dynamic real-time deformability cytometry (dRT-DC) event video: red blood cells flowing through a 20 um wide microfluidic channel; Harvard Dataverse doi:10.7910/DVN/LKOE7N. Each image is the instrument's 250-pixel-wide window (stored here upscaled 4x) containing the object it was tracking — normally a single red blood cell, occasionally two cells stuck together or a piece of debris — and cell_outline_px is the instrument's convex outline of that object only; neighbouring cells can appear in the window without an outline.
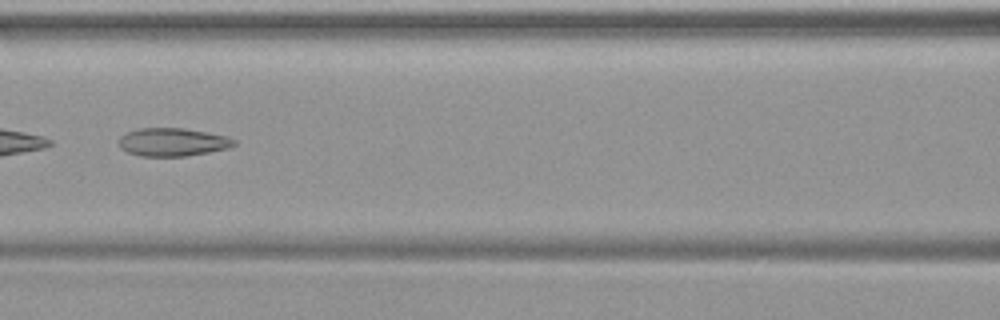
{"species": "common noctule bat (a hibernating species)", "species_latin": "Nyctalus noctula", "temperature_condition": "warm", "stored_images_in_passage": 48, "camera_frame_rate_fps": 3000, "um_per_image_px": 0.085, "animal": {"sex": "female", "body_mass_g": 19.9}, "frame": {"image": 1, "passage_image": 22, "time_ms": 7.0, "image_size_px": [1000, 320], "cell_outline_px": [[236, 144], [228, 148], [188, 156], [140, 156], [128, 152], [120, 148], [120, 136], [128, 132], [140, 128], [184, 128], [228, 136], [236, 140]], "centroid_in_image_um": [14.7, 12.08], "position_along_channel_um": 151.9, "area_um2": 18.84}}
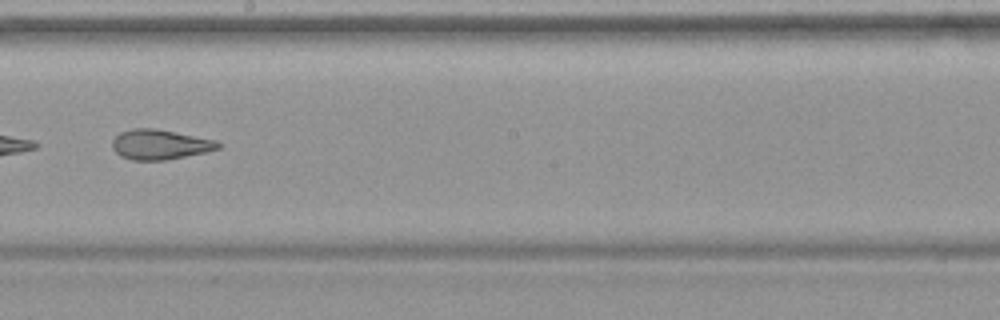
{"frame": {"image": 2, "passage_image": 28, "time_ms": 9.0, "image_size_px": [1000, 320], "cell_outline_px": [[224, 144], [220, 148], [204, 152], [168, 160], [132, 160], [120, 156], [112, 148], [112, 140], [120, 132], [132, 128], [152, 128], [216, 140]], "centroid_in_image_um": [13.59, 12.29], "position_along_channel_um": 234.6, "area_um2": 18.44}}
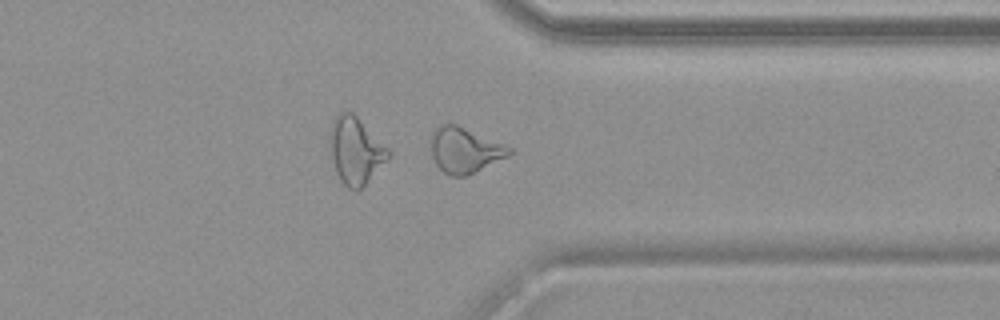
{"frame": {"image": 3, "passage_image": 38, "time_ms": 12.333, "image_size_px": [1000, 320], "cell_outline_px": [[512, 152], [508, 156], [464, 176], [452, 176], [444, 172], [436, 164], [432, 156], [432, 132], [440, 124], [456, 124], [504, 144], [512, 148]], "centroid_in_image_um": [39.49, 12.75], "position_along_channel_um": 371.9, "area_um2": 20.23}}